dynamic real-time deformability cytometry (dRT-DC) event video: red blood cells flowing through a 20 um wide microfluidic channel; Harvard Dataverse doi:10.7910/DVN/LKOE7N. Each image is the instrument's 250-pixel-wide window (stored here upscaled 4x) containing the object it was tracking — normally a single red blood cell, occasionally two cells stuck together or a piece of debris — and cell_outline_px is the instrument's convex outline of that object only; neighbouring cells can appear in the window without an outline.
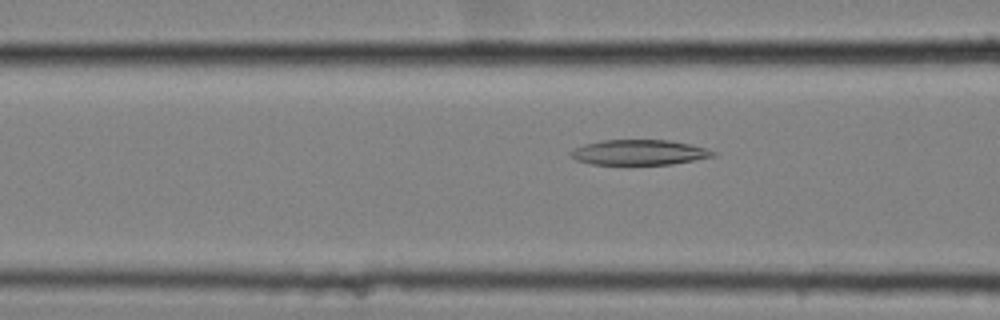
{"species": "common noctule bat (a hibernating species)", "species_latin": "Nyctalus noctula", "temperature_condition": "cold", "stored_images_in_passage": 47, "camera_frame_rate_fps": 3000, "um_per_image_px": 0.085, "animal": {"sex": "female", "body_mass_g": 25.1}, "frame": {"image": 1, "passage_image": 13, "time_ms": 4.0, "image_size_px": [1000, 320], "cell_outline_px": [[720, 152], [716, 156], [672, 164], [592, 164], [576, 160], [568, 152], [584, 144], [604, 140], [668, 140], [688, 144]], "centroid_in_image_um": [54.36, 12.95], "position_along_channel_um": 112.2, "area_um2": 20.75}}
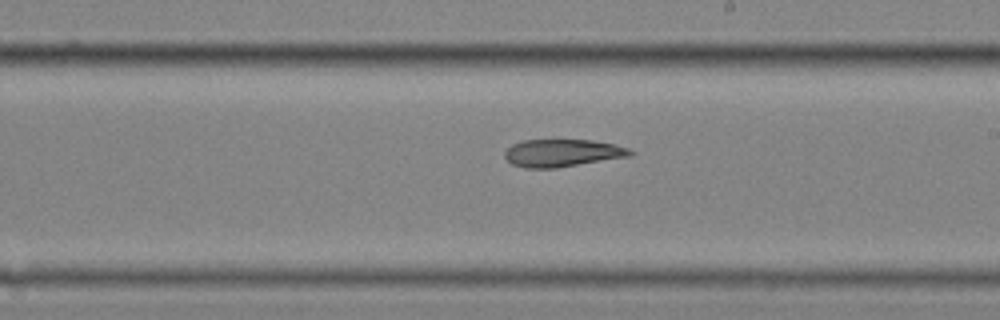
{"frame": {"image": 2, "passage_image": 24, "time_ms": 7.667, "image_size_px": [1000, 320], "cell_outline_px": [[636, 152], [628, 156], [556, 168], [524, 168], [512, 164], [504, 156], [504, 152], [512, 144], [524, 140], [592, 140], [616, 144], [628, 148]], "centroid_in_image_um": [47.79, 13.0], "position_along_channel_um": 241.2, "area_um2": 20.06}}
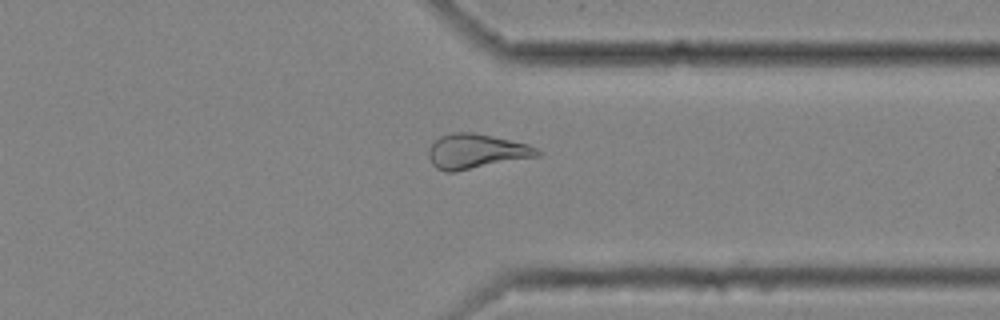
{"frame": {"image": 3, "passage_image": 35, "time_ms": 11.333, "image_size_px": [1000, 320], "cell_outline_px": [[544, 152], [540, 156], [456, 172], [444, 172], [436, 168], [432, 164], [428, 156], [428, 148], [440, 136], [452, 132], [472, 132], [492, 136], [528, 144]], "centroid_in_image_um": [40.48, 12.88], "position_along_channel_um": 370.9, "area_um2": 22.25}, "authors_computed_cell_mechanics": {"area_um2": 22.0796, "velocity_mm_per_s": 3.5161, "shape_relaxation_time_tau1_ms": null, "shape_relaxation_time_tau2_ms": 5.8375, "deformation_change_tau1": null, "deformation_change_tau2": 0.1398}}